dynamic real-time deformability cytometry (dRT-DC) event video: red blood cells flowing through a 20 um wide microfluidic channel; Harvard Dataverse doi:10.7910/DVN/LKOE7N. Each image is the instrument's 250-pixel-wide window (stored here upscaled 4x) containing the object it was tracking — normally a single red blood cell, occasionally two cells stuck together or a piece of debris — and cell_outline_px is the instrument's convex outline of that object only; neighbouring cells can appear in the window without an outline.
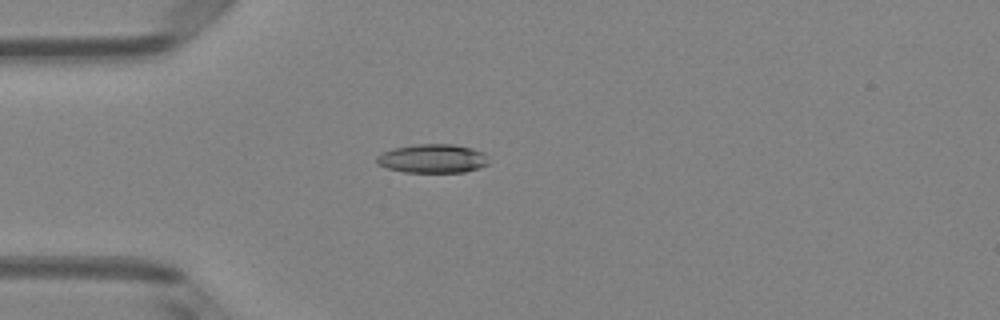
{"species": "Egyptian fruit bat (a non-hibernating species)", "species_latin": "Rousettus aegyptiacus", "temperature_condition": "room temperature", "stored_images_in_passage": 4, "camera_frame_rate_fps": 3000, "um_per_image_px": 0.085, "animal": {"sex": "female"}, "frame": {"image": 1, "passage_image": 4, "time_ms": 1.0, "image_size_px": [1000, 320], "cell_outline_px": [[488, 164], [480, 168], [464, 172], [404, 172], [388, 168], [376, 164], [376, 156], [392, 148], [416, 144], [452, 144], [472, 148], [484, 152], [488, 160]], "centroid_in_image_um": [36.77, 13.48], "position_along_channel_um": 48.2, "area_um2": 18.9}}